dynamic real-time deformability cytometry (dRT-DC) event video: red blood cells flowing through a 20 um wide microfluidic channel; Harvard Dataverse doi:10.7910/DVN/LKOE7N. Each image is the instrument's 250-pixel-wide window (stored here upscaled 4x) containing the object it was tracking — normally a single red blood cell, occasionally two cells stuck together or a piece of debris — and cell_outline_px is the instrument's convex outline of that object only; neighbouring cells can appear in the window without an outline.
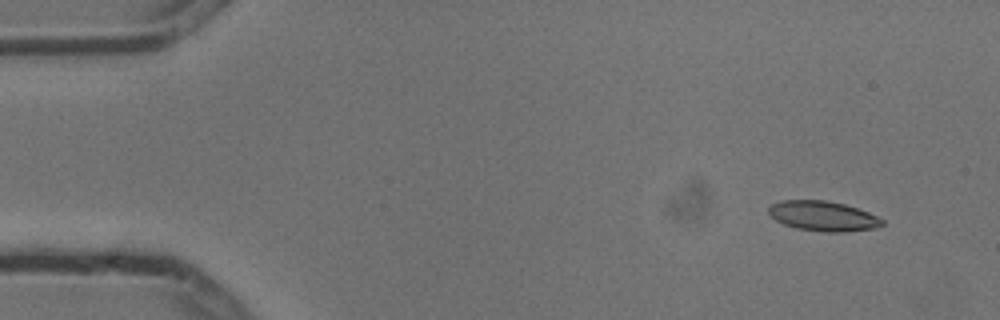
{"species": "common noctule bat (a hibernating species)", "species_latin": "Nyctalus noctula", "temperature_condition": "cold", "stored_images_in_passage": 5, "camera_frame_rate_fps": 3000, "um_per_image_px": 0.085, "animal": {"sex": "male", "body_mass_g": 13.3}, "frame": {"image": 1, "passage_image": 2, "time_ms": 0.333, "image_size_px": [1000, 320], "cell_outline_px": [[884, 224], [876, 228], [844, 232], [824, 232], [796, 228], [784, 224], [776, 220], [768, 212], [768, 208], [772, 204], [780, 200], [824, 200], [844, 204], [868, 212], [884, 220]], "centroid_in_image_um": [69.96, 18.37], "position_along_channel_um": 15.0, "area_um2": 19.77}}
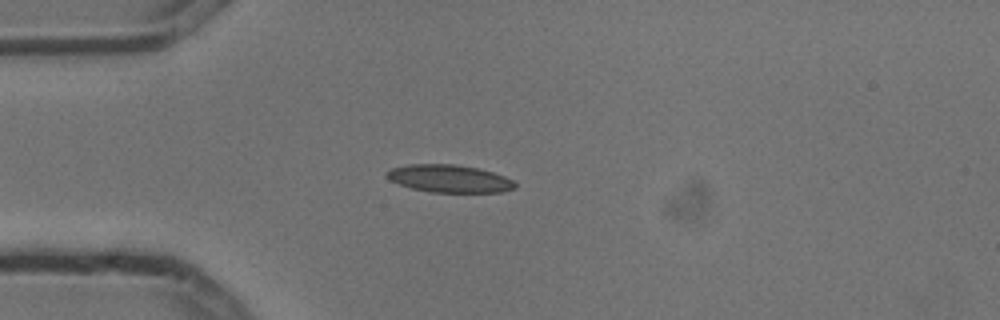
{"frame": {"image": 2, "passage_image": 5, "time_ms": 1.333, "image_size_px": [1000, 320], "cell_outline_px": [[516, 188], [504, 192], [428, 192], [412, 188], [388, 180], [384, 172], [392, 168], [408, 164], [456, 164], [476, 168], [492, 172], [504, 176], [512, 180], [516, 184]], "centroid_in_image_um": [38.17, 15.18], "position_along_channel_um": 46.8, "area_um2": 20.69}}